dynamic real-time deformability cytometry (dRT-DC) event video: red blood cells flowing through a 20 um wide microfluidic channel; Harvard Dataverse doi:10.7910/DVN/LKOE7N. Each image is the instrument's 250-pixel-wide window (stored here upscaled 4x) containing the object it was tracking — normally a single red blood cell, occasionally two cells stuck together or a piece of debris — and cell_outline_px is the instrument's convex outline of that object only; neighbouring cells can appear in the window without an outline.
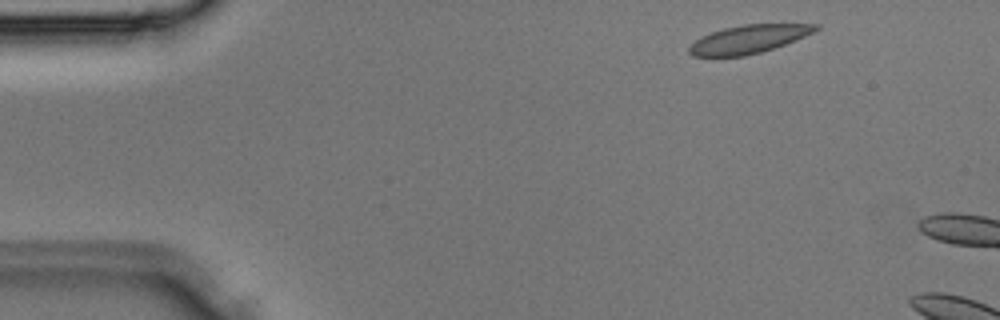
{"species": "Egyptian fruit bat (a non-hibernating species)", "species_latin": "Rousettus aegyptiacus", "temperature_condition": "room temperature", "stored_images_in_passage": 4, "camera_frame_rate_fps": 3000, "um_per_image_px": 0.085, "animal": {"sex": "male"}, "frame": {"image": 1, "passage_image": 2, "time_ms": 0.333, "image_size_px": [1000, 320], "cell_outline_px": [[820, 28], [804, 36], [784, 44], [760, 52], [744, 56], [692, 56], [688, 52], [688, 48], [700, 36], [724, 28], [744, 24], [820, 24]], "centroid_in_image_um": [63.6, 3.32], "position_along_channel_um": 21.4, "area_um2": 20.52}}